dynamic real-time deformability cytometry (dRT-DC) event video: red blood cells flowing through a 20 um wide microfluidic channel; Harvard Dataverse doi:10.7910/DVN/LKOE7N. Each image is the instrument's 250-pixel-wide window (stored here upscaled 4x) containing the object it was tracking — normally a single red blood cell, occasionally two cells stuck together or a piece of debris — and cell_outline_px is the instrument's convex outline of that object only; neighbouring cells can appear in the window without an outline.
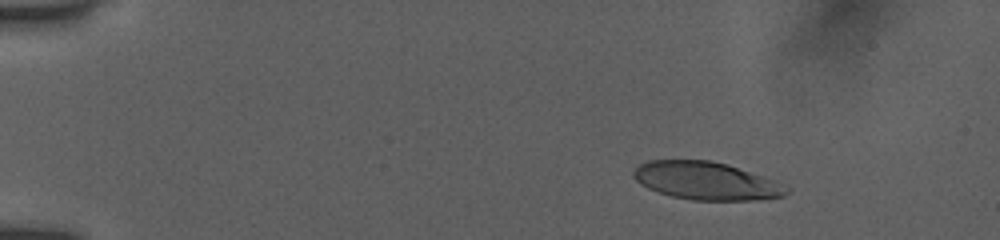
{"species": "human", "species_latin": "Homo sapiens", "temperature_condition": "room temperature", "stored_images_in_passage": 10, "camera_frame_rate_fps": 3000, "um_per_image_px": 0.085, "donor": {"sex": "female"}, "frame": {"image": 1, "passage_image": 4, "time_ms": 1.0, "image_size_px": [1000, 240], "cell_outline_px": [[788, 192], [784, 196], [752, 200], [692, 200], [672, 196], [648, 188], [640, 184], [632, 176], [632, 172], [640, 164], [648, 160], [708, 160], [724, 164], [772, 180], [788, 188]], "centroid_in_image_um": [59.95, 15.38], "position_along_channel_um": 25.1, "area_um2": 33.06}}
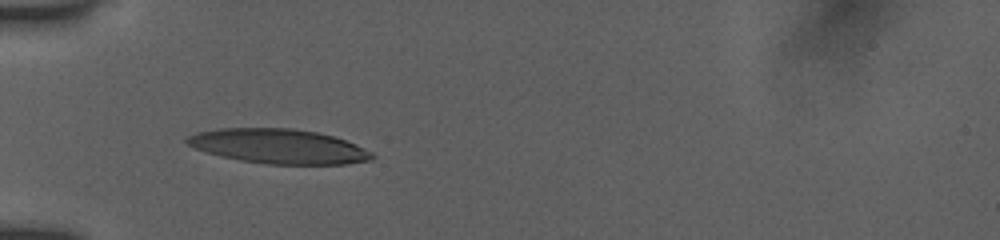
{"frame": {"image": 2, "passage_image": 9, "time_ms": 2.667, "image_size_px": [1000, 240], "cell_outline_px": [[376, 156], [372, 160], [348, 164], [268, 164], [240, 160], [220, 156], [192, 148], [184, 140], [188, 136], [196, 132], [220, 128], [292, 128], [316, 132], [332, 136], [356, 144], [372, 152]], "centroid_in_image_um": [23.67, 12.44], "position_along_channel_um": 61.3, "area_um2": 37.4}}
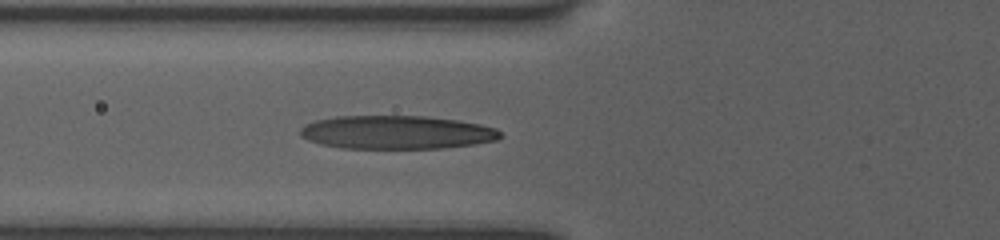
{"frame": {"image": 3, "passage_image": 10, "time_ms": 3.0, "image_size_px": [1000, 240], "cell_outline_px": [[504, 136], [496, 140], [472, 144], [440, 148], [340, 148], [320, 144], [308, 140], [300, 136], [300, 128], [304, 124], [316, 120], [336, 116], [424, 116], [456, 120], [480, 124], [496, 128]], "centroid_in_image_um": [33.67, 11.24], "position_along_channel_um": 92.1, "area_um2": 39.02}}